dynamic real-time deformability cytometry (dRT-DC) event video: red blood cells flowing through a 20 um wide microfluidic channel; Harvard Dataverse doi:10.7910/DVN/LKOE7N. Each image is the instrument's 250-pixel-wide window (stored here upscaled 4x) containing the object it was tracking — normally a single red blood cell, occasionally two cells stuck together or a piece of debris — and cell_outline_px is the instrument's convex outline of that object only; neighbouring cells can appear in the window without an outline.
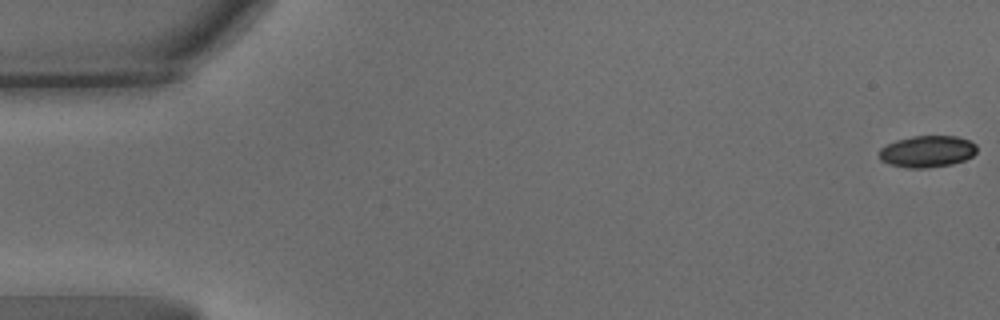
{"species": "common noctule bat (a hibernating species)", "species_latin": "Nyctalus noctula", "temperature_condition": "warm", "stored_images_in_passage": 63, "camera_frame_rate_fps": 3000, "um_per_image_px": 0.085, "animal": {"sex": "male", "body_mass_g": 15.6}, "frame": {"image": 1, "passage_image": 1, "time_ms": 0.0, "image_size_px": [1000, 320], "cell_outline_px": [[976, 152], [972, 156], [964, 160], [952, 164], [924, 168], [908, 168], [888, 164], [880, 160], [880, 148], [896, 140], [912, 136], [956, 136], [968, 140], [976, 144]], "centroid_in_image_um": [78.8, 12.87], "position_along_channel_um": 6.2, "area_um2": 17.98}}
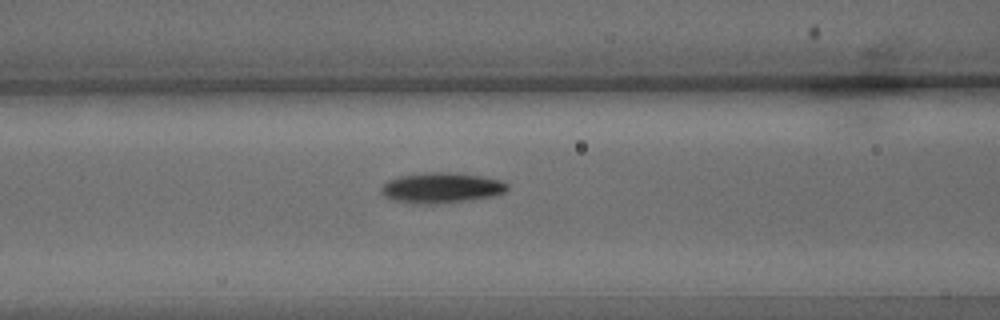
{"frame": {"image": 2, "passage_image": 26, "time_ms": 8.333, "image_size_px": [1000, 320], "cell_outline_px": [[508, 188], [504, 192], [492, 196], [464, 200], [432, 204], [428, 204], [392, 200], [384, 196], [380, 192], [380, 188], [388, 180], [400, 176], [432, 172], [456, 172], [480, 176], [500, 180], [508, 184]], "centroid_in_image_um": [37.5, 15.95], "position_along_channel_um": 129.1, "area_um2": 22.02}}
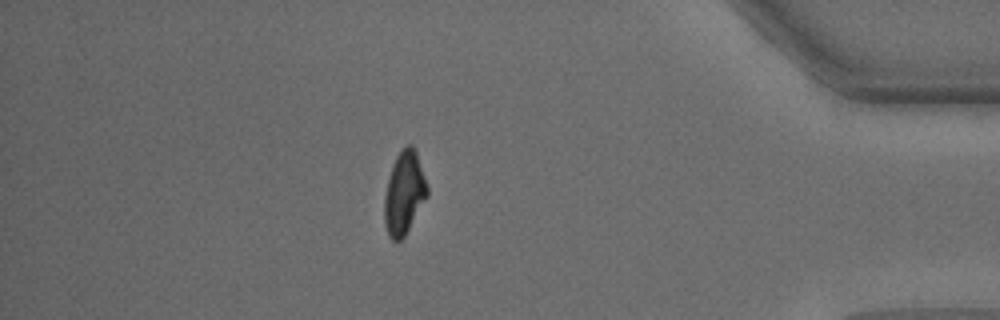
{"frame": {"image": 3, "passage_image": 55, "time_ms": 18.0, "image_size_px": [1000, 320], "cell_outline_px": [[428, 196], [404, 236], [400, 240], [392, 240], [388, 236], [384, 224], [384, 196], [392, 164], [400, 148], [408, 144], [412, 144], [416, 152], [428, 184]], "centroid_in_image_um": [34.35, 16.38], "position_along_channel_um": 400.8, "area_um2": 20.87}, "authors_computed_cell_mechanics": {"area_um2": 20.6346, "velocity_mm_per_s": 3.2302, "shape_relaxation_time_tau1_ms": 3.924, "shape_relaxation_time_tau2_ms": 4.7141, "deformation_change_tau1": 0.182, "deformation_change_tau2": 0.1145}}